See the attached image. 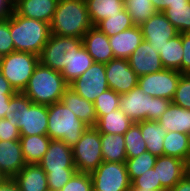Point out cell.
I'll use <instances>...</instances> for the list:
<instances>
[{
    "label": "cell",
    "mask_w": 190,
    "mask_h": 191,
    "mask_svg": "<svg viewBox=\"0 0 190 191\" xmlns=\"http://www.w3.org/2000/svg\"><path fill=\"white\" fill-rule=\"evenodd\" d=\"M10 123L20 130L21 136L47 135L48 106L34 104L24 93L17 92L9 101Z\"/></svg>",
    "instance_id": "6da1fadb"
},
{
    "label": "cell",
    "mask_w": 190,
    "mask_h": 191,
    "mask_svg": "<svg viewBox=\"0 0 190 191\" xmlns=\"http://www.w3.org/2000/svg\"><path fill=\"white\" fill-rule=\"evenodd\" d=\"M10 34L15 51L40 55L51 35L50 24L25 18L14 10L10 14Z\"/></svg>",
    "instance_id": "7a4b0ae2"
},
{
    "label": "cell",
    "mask_w": 190,
    "mask_h": 191,
    "mask_svg": "<svg viewBox=\"0 0 190 191\" xmlns=\"http://www.w3.org/2000/svg\"><path fill=\"white\" fill-rule=\"evenodd\" d=\"M92 26L85 0H59L50 23L51 34L78 38Z\"/></svg>",
    "instance_id": "3957f363"
},
{
    "label": "cell",
    "mask_w": 190,
    "mask_h": 191,
    "mask_svg": "<svg viewBox=\"0 0 190 191\" xmlns=\"http://www.w3.org/2000/svg\"><path fill=\"white\" fill-rule=\"evenodd\" d=\"M68 87L69 84L61 72L39 62L22 93L34 104L49 106L61 101L62 95Z\"/></svg>",
    "instance_id": "277c9868"
},
{
    "label": "cell",
    "mask_w": 190,
    "mask_h": 191,
    "mask_svg": "<svg viewBox=\"0 0 190 191\" xmlns=\"http://www.w3.org/2000/svg\"><path fill=\"white\" fill-rule=\"evenodd\" d=\"M119 103V108L125 115L133 122H139L145 120L157 121L172 101L149 96L137 85L128 93L120 95Z\"/></svg>",
    "instance_id": "5b68a950"
},
{
    "label": "cell",
    "mask_w": 190,
    "mask_h": 191,
    "mask_svg": "<svg viewBox=\"0 0 190 191\" xmlns=\"http://www.w3.org/2000/svg\"><path fill=\"white\" fill-rule=\"evenodd\" d=\"M87 127L61 101L48 106L47 135L52 140H62L72 147Z\"/></svg>",
    "instance_id": "8992f818"
},
{
    "label": "cell",
    "mask_w": 190,
    "mask_h": 191,
    "mask_svg": "<svg viewBox=\"0 0 190 191\" xmlns=\"http://www.w3.org/2000/svg\"><path fill=\"white\" fill-rule=\"evenodd\" d=\"M38 64L39 56L28 52L14 51L0 57V71L16 92L24 91Z\"/></svg>",
    "instance_id": "52a82bcc"
},
{
    "label": "cell",
    "mask_w": 190,
    "mask_h": 191,
    "mask_svg": "<svg viewBox=\"0 0 190 191\" xmlns=\"http://www.w3.org/2000/svg\"><path fill=\"white\" fill-rule=\"evenodd\" d=\"M82 46V38L51 34L39 55V62L46 67L62 72Z\"/></svg>",
    "instance_id": "ba28073f"
},
{
    "label": "cell",
    "mask_w": 190,
    "mask_h": 191,
    "mask_svg": "<svg viewBox=\"0 0 190 191\" xmlns=\"http://www.w3.org/2000/svg\"><path fill=\"white\" fill-rule=\"evenodd\" d=\"M77 172L91 173L102 162L100 133L95 127H87L81 138L72 146Z\"/></svg>",
    "instance_id": "9c48e42d"
},
{
    "label": "cell",
    "mask_w": 190,
    "mask_h": 191,
    "mask_svg": "<svg viewBox=\"0 0 190 191\" xmlns=\"http://www.w3.org/2000/svg\"><path fill=\"white\" fill-rule=\"evenodd\" d=\"M93 191H129L131 182L125 162H102L90 173Z\"/></svg>",
    "instance_id": "30bf717a"
},
{
    "label": "cell",
    "mask_w": 190,
    "mask_h": 191,
    "mask_svg": "<svg viewBox=\"0 0 190 191\" xmlns=\"http://www.w3.org/2000/svg\"><path fill=\"white\" fill-rule=\"evenodd\" d=\"M181 75L182 73L177 70L164 68L161 71L140 76L138 87L149 96L172 101Z\"/></svg>",
    "instance_id": "8fae6325"
},
{
    "label": "cell",
    "mask_w": 190,
    "mask_h": 191,
    "mask_svg": "<svg viewBox=\"0 0 190 191\" xmlns=\"http://www.w3.org/2000/svg\"><path fill=\"white\" fill-rule=\"evenodd\" d=\"M69 87L81 97L94 102L101 93L109 89L105 64L93 62L81 76L69 84Z\"/></svg>",
    "instance_id": "7c38bea8"
},
{
    "label": "cell",
    "mask_w": 190,
    "mask_h": 191,
    "mask_svg": "<svg viewBox=\"0 0 190 191\" xmlns=\"http://www.w3.org/2000/svg\"><path fill=\"white\" fill-rule=\"evenodd\" d=\"M143 39L159 53L169 39L179 34L163 12H156L140 25Z\"/></svg>",
    "instance_id": "4fadbf2b"
},
{
    "label": "cell",
    "mask_w": 190,
    "mask_h": 191,
    "mask_svg": "<svg viewBox=\"0 0 190 191\" xmlns=\"http://www.w3.org/2000/svg\"><path fill=\"white\" fill-rule=\"evenodd\" d=\"M105 73L108 87L120 95L138 85L139 77L131 69L128 59L114 58L105 63Z\"/></svg>",
    "instance_id": "5bb4252c"
},
{
    "label": "cell",
    "mask_w": 190,
    "mask_h": 191,
    "mask_svg": "<svg viewBox=\"0 0 190 191\" xmlns=\"http://www.w3.org/2000/svg\"><path fill=\"white\" fill-rule=\"evenodd\" d=\"M38 165L45 172H76L72 147L62 140H52Z\"/></svg>",
    "instance_id": "9a60e30c"
},
{
    "label": "cell",
    "mask_w": 190,
    "mask_h": 191,
    "mask_svg": "<svg viewBox=\"0 0 190 191\" xmlns=\"http://www.w3.org/2000/svg\"><path fill=\"white\" fill-rule=\"evenodd\" d=\"M128 62L138 77L164 69L159 53L146 40L130 55Z\"/></svg>",
    "instance_id": "2e32d148"
},
{
    "label": "cell",
    "mask_w": 190,
    "mask_h": 191,
    "mask_svg": "<svg viewBox=\"0 0 190 191\" xmlns=\"http://www.w3.org/2000/svg\"><path fill=\"white\" fill-rule=\"evenodd\" d=\"M153 168L157 169L162 189L168 190H171L188 173V164L185 161L166 155L157 156Z\"/></svg>",
    "instance_id": "e0dca14e"
},
{
    "label": "cell",
    "mask_w": 190,
    "mask_h": 191,
    "mask_svg": "<svg viewBox=\"0 0 190 191\" xmlns=\"http://www.w3.org/2000/svg\"><path fill=\"white\" fill-rule=\"evenodd\" d=\"M82 41L83 46L94 62L105 64L114 59V54L109 44V37L96 26H92L83 35Z\"/></svg>",
    "instance_id": "ac0fdd59"
},
{
    "label": "cell",
    "mask_w": 190,
    "mask_h": 191,
    "mask_svg": "<svg viewBox=\"0 0 190 191\" xmlns=\"http://www.w3.org/2000/svg\"><path fill=\"white\" fill-rule=\"evenodd\" d=\"M59 0H17L13 10L25 18L51 23Z\"/></svg>",
    "instance_id": "d6986e66"
},
{
    "label": "cell",
    "mask_w": 190,
    "mask_h": 191,
    "mask_svg": "<svg viewBox=\"0 0 190 191\" xmlns=\"http://www.w3.org/2000/svg\"><path fill=\"white\" fill-rule=\"evenodd\" d=\"M25 165L19 140L0 141V171L6 178H13Z\"/></svg>",
    "instance_id": "ffe728a7"
},
{
    "label": "cell",
    "mask_w": 190,
    "mask_h": 191,
    "mask_svg": "<svg viewBox=\"0 0 190 191\" xmlns=\"http://www.w3.org/2000/svg\"><path fill=\"white\" fill-rule=\"evenodd\" d=\"M143 40L140 26L134 25L125 31L109 37V44L114 58L128 59Z\"/></svg>",
    "instance_id": "44dd1931"
},
{
    "label": "cell",
    "mask_w": 190,
    "mask_h": 191,
    "mask_svg": "<svg viewBox=\"0 0 190 191\" xmlns=\"http://www.w3.org/2000/svg\"><path fill=\"white\" fill-rule=\"evenodd\" d=\"M61 102L74 112L79 120L88 127H95L97 115L94 103L78 95L72 88L68 87L62 95Z\"/></svg>",
    "instance_id": "7402d4cb"
},
{
    "label": "cell",
    "mask_w": 190,
    "mask_h": 191,
    "mask_svg": "<svg viewBox=\"0 0 190 191\" xmlns=\"http://www.w3.org/2000/svg\"><path fill=\"white\" fill-rule=\"evenodd\" d=\"M20 191H48L47 174L38 164H26L13 178Z\"/></svg>",
    "instance_id": "603a6c76"
},
{
    "label": "cell",
    "mask_w": 190,
    "mask_h": 191,
    "mask_svg": "<svg viewBox=\"0 0 190 191\" xmlns=\"http://www.w3.org/2000/svg\"><path fill=\"white\" fill-rule=\"evenodd\" d=\"M167 132H180L190 135V110L171 103L157 120Z\"/></svg>",
    "instance_id": "cb8c5ba5"
},
{
    "label": "cell",
    "mask_w": 190,
    "mask_h": 191,
    "mask_svg": "<svg viewBox=\"0 0 190 191\" xmlns=\"http://www.w3.org/2000/svg\"><path fill=\"white\" fill-rule=\"evenodd\" d=\"M20 145L26 164H38L45 155L51 138L48 135L21 136Z\"/></svg>",
    "instance_id": "d4e9b609"
},
{
    "label": "cell",
    "mask_w": 190,
    "mask_h": 191,
    "mask_svg": "<svg viewBox=\"0 0 190 191\" xmlns=\"http://www.w3.org/2000/svg\"><path fill=\"white\" fill-rule=\"evenodd\" d=\"M142 138L145 140L147 151L153 155H163V141L167 131L157 121H139Z\"/></svg>",
    "instance_id": "484cf974"
},
{
    "label": "cell",
    "mask_w": 190,
    "mask_h": 191,
    "mask_svg": "<svg viewBox=\"0 0 190 191\" xmlns=\"http://www.w3.org/2000/svg\"><path fill=\"white\" fill-rule=\"evenodd\" d=\"M163 155L190 162V135L180 132H167L163 141Z\"/></svg>",
    "instance_id": "4316f807"
},
{
    "label": "cell",
    "mask_w": 190,
    "mask_h": 191,
    "mask_svg": "<svg viewBox=\"0 0 190 191\" xmlns=\"http://www.w3.org/2000/svg\"><path fill=\"white\" fill-rule=\"evenodd\" d=\"M104 162H125L127 159L124 135L100 133Z\"/></svg>",
    "instance_id": "83f0119b"
},
{
    "label": "cell",
    "mask_w": 190,
    "mask_h": 191,
    "mask_svg": "<svg viewBox=\"0 0 190 191\" xmlns=\"http://www.w3.org/2000/svg\"><path fill=\"white\" fill-rule=\"evenodd\" d=\"M134 122L125 115L120 108L110 112L107 115L101 116L95 125L99 133L103 134H121L132 126Z\"/></svg>",
    "instance_id": "f1b7e54d"
},
{
    "label": "cell",
    "mask_w": 190,
    "mask_h": 191,
    "mask_svg": "<svg viewBox=\"0 0 190 191\" xmlns=\"http://www.w3.org/2000/svg\"><path fill=\"white\" fill-rule=\"evenodd\" d=\"M93 26L101 20L119 14L125 8L124 0H85Z\"/></svg>",
    "instance_id": "f546056e"
},
{
    "label": "cell",
    "mask_w": 190,
    "mask_h": 191,
    "mask_svg": "<svg viewBox=\"0 0 190 191\" xmlns=\"http://www.w3.org/2000/svg\"><path fill=\"white\" fill-rule=\"evenodd\" d=\"M161 62L165 69H173L182 73V33L168 40L159 51Z\"/></svg>",
    "instance_id": "4dcf8cb0"
},
{
    "label": "cell",
    "mask_w": 190,
    "mask_h": 191,
    "mask_svg": "<svg viewBox=\"0 0 190 191\" xmlns=\"http://www.w3.org/2000/svg\"><path fill=\"white\" fill-rule=\"evenodd\" d=\"M93 59L82 46L73 56L69 65H66L61 74L65 81L70 84L79 76H81L92 64Z\"/></svg>",
    "instance_id": "1f68e13d"
},
{
    "label": "cell",
    "mask_w": 190,
    "mask_h": 191,
    "mask_svg": "<svg viewBox=\"0 0 190 191\" xmlns=\"http://www.w3.org/2000/svg\"><path fill=\"white\" fill-rule=\"evenodd\" d=\"M163 13L179 33H190V1L171 4Z\"/></svg>",
    "instance_id": "d6a6232c"
},
{
    "label": "cell",
    "mask_w": 190,
    "mask_h": 191,
    "mask_svg": "<svg viewBox=\"0 0 190 191\" xmlns=\"http://www.w3.org/2000/svg\"><path fill=\"white\" fill-rule=\"evenodd\" d=\"M99 30L105 33L108 37H112L128 28L134 26L131 20V16L124 8L119 14H114L108 18H105L95 25Z\"/></svg>",
    "instance_id": "836d02e7"
},
{
    "label": "cell",
    "mask_w": 190,
    "mask_h": 191,
    "mask_svg": "<svg viewBox=\"0 0 190 191\" xmlns=\"http://www.w3.org/2000/svg\"><path fill=\"white\" fill-rule=\"evenodd\" d=\"M125 9L136 26H140L157 12L151 0H126Z\"/></svg>",
    "instance_id": "e575fe53"
},
{
    "label": "cell",
    "mask_w": 190,
    "mask_h": 191,
    "mask_svg": "<svg viewBox=\"0 0 190 191\" xmlns=\"http://www.w3.org/2000/svg\"><path fill=\"white\" fill-rule=\"evenodd\" d=\"M157 156L145 151L137 157L127 158L125 161L130 182L143 175L147 170L154 167Z\"/></svg>",
    "instance_id": "d590c367"
},
{
    "label": "cell",
    "mask_w": 190,
    "mask_h": 191,
    "mask_svg": "<svg viewBox=\"0 0 190 191\" xmlns=\"http://www.w3.org/2000/svg\"><path fill=\"white\" fill-rule=\"evenodd\" d=\"M124 139L127 158L137 157L147 151L140 126L136 122L125 132Z\"/></svg>",
    "instance_id": "8d00e7d4"
},
{
    "label": "cell",
    "mask_w": 190,
    "mask_h": 191,
    "mask_svg": "<svg viewBox=\"0 0 190 191\" xmlns=\"http://www.w3.org/2000/svg\"><path fill=\"white\" fill-rule=\"evenodd\" d=\"M119 101H120V94H118L117 92H115L110 88L101 93L93 102L97 115V120L101 116L107 115L110 112L118 109L120 107Z\"/></svg>",
    "instance_id": "74e56055"
},
{
    "label": "cell",
    "mask_w": 190,
    "mask_h": 191,
    "mask_svg": "<svg viewBox=\"0 0 190 191\" xmlns=\"http://www.w3.org/2000/svg\"><path fill=\"white\" fill-rule=\"evenodd\" d=\"M172 103L190 110V74L180 76Z\"/></svg>",
    "instance_id": "f35d334b"
},
{
    "label": "cell",
    "mask_w": 190,
    "mask_h": 191,
    "mask_svg": "<svg viewBox=\"0 0 190 191\" xmlns=\"http://www.w3.org/2000/svg\"><path fill=\"white\" fill-rule=\"evenodd\" d=\"M60 191H93L90 173L76 171Z\"/></svg>",
    "instance_id": "ab89813d"
},
{
    "label": "cell",
    "mask_w": 190,
    "mask_h": 191,
    "mask_svg": "<svg viewBox=\"0 0 190 191\" xmlns=\"http://www.w3.org/2000/svg\"><path fill=\"white\" fill-rule=\"evenodd\" d=\"M131 186L134 188L154 191L162 189V185L158 180L157 169L154 168L147 170L143 175L135 178L131 182Z\"/></svg>",
    "instance_id": "60d3db41"
},
{
    "label": "cell",
    "mask_w": 190,
    "mask_h": 191,
    "mask_svg": "<svg viewBox=\"0 0 190 191\" xmlns=\"http://www.w3.org/2000/svg\"><path fill=\"white\" fill-rule=\"evenodd\" d=\"M14 43L10 34V16L0 20V57L14 52Z\"/></svg>",
    "instance_id": "b9f144b4"
},
{
    "label": "cell",
    "mask_w": 190,
    "mask_h": 191,
    "mask_svg": "<svg viewBox=\"0 0 190 191\" xmlns=\"http://www.w3.org/2000/svg\"><path fill=\"white\" fill-rule=\"evenodd\" d=\"M47 174L48 188L51 191H60L75 172H45Z\"/></svg>",
    "instance_id": "7bdbcfd3"
},
{
    "label": "cell",
    "mask_w": 190,
    "mask_h": 191,
    "mask_svg": "<svg viewBox=\"0 0 190 191\" xmlns=\"http://www.w3.org/2000/svg\"><path fill=\"white\" fill-rule=\"evenodd\" d=\"M20 137L18 127L12 125L7 118L0 119V141L19 140Z\"/></svg>",
    "instance_id": "ee69618b"
},
{
    "label": "cell",
    "mask_w": 190,
    "mask_h": 191,
    "mask_svg": "<svg viewBox=\"0 0 190 191\" xmlns=\"http://www.w3.org/2000/svg\"><path fill=\"white\" fill-rule=\"evenodd\" d=\"M182 74H190V33H182Z\"/></svg>",
    "instance_id": "f6af8a7d"
},
{
    "label": "cell",
    "mask_w": 190,
    "mask_h": 191,
    "mask_svg": "<svg viewBox=\"0 0 190 191\" xmlns=\"http://www.w3.org/2000/svg\"><path fill=\"white\" fill-rule=\"evenodd\" d=\"M15 94H0V119L9 117L10 98Z\"/></svg>",
    "instance_id": "bcb514c9"
},
{
    "label": "cell",
    "mask_w": 190,
    "mask_h": 191,
    "mask_svg": "<svg viewBox=\"0 0 190 191\" xmlns=\"http://www.w3.org/2000/svg\"><path fill=\"white\" fill-rule=\"evenodd\" d=\"M13 12V3L9 0H0V20L8 18Z\"/></svg>",
    "instance_id": "7dc6e473"
},
{
    "label": "cell",
    "mask_w": 190,
    "mask_h": 191,
    "mask_svg": "<svg viewBox=\"0 0 190 191\" xmlns=\"http://www.w3.org/2000/svg\"><path fill=\"white\" fill-rule=\"evenodd\" d=\"M170 191H190L189 172Z\"/></svg>",
    "instance_id": "c3c4849f"
},
{
    "label": "cell",
    "mask_w": 190,
    "mask_h": 191,
    "mask_svg": "<svg viewBox=\"0 0 190 191\" xmlns=\"http://www.w3.org/2000/svg\"><path fill=\"white\" fill-rule=\"evenodd\" d=\"M17 92L11 86L9 81L2 75L0 71V94H16Z\"/></svg>",
    "instance_id": "681fc988"
},
{
    "label": "cell",
    "mask_w": 190,
    "mask_h": 191,
    "mask_svg": "<svg viewBox=\"0 0 190 191\" xmlns=\"http://www.w3.org/2000/svg\"><path fill=\"white\" fill-rule=\"evenodd\" d=\"M0 191H20L16 182L12 178L0 181Z\"/></svg>",
    "instance_id": "f907efd6"
},
{
    "label": "cell",
    "mask_w": 190,
    "mask_h": 191,
    "mask_svg": "<svg viewBox=\"0 0 190 191\" xmlns=\"http://www.w3.org/2000/svg\"><path fill=\"white\" fill-rule=\"evenodd\" d=\"M157 12H164L172 4V0H151Z\"/></svg>",
    "instance_id": "816d5d0a"
},
{
    "label": "cell",
    "mask_w": 190,
    "mask_h": 191,
    "mask_svg": "<svg viewBox=\"0 0 190 191\" xmlns=\"http://www.w3.org/2000/svg\"><path fill=\"white\" fill-rule=\"evenodd\" d=\"M129 191H154V190L139 189V188H134V187L130 186ZM155 191H170V190L160 189V190H155Z\"/></svg>",
    "instance_id": "f5cc1de1"
},
{
    "label": "cell",
    "mask_w": 190,
    "mask_h": 191,
    "mask_svg": "<svg viewBox=\"0 0 190 191\" xmlns=\"http://www.w3.org/2000/svg\"><path fill=\"white\" fill-rule=\"evenodd\" d=\"M189 0H172V4H177V3H188Z\"/></svg>",
    "instance_id": "db71d44e"
},
{
    "label": "cell",
    "mask_w": 190,
    "mask_h": 191,
    "mask_svg": "<svg viewBox=\"0 0 190 191\" xmlns=\"http://www.w3.org/2000/svg\"><path fill=\"white\" fill-rule=\"evenodd\" d=\"M6 179V177L2 174V172L0 171V181H4Z\"/></svg>",
    "instance_id": "11a10c76"
},
{
    "label": "cell",
    "mask_w": 190,
    "mask_h": 191,
    "mask_svg": "<svg viewBox=\"0 0 190 191\" xmlns=\"http://www.w3.org/2000/svg\"><path fill=\"white\" fill-rule=\"evenodd\" d=\"M188 172H189V174H190V162H189V164H188Z\"/></svg>",
    "instance_id": "9f6ffc18"
},
{
    "label": "cell",
    "mask_w": 190,
    "mask_h": 191,
    "mask_svg": "<svg viewBox=\"0 0 190 191\" xmlns=\"http://www.w3.org/2000/svg\"><path fill=\"white\" fill-rule=\"evenodd\" d=\"M9 1H11L14 4L17 0H9Z\"/></svg>",
    "instance_id": "6f0895ef"
}]
</instances>
